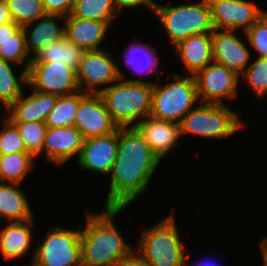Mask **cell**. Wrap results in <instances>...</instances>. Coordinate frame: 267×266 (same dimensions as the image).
<instances>
[{"mask_svg":"<svg viewBox=\"0 0 267 266\" xmlns=\"http://www.w3.org/2000/svg\"><path fill=\"white\" fill-rule=\"evenodd\" d=\"M173 48L175 54L184 63L189 75L194 76L213 62L212 33L192 35Z\"/></svg>","mask_w":267,"mask_h":266,"instance_id":"cell-20","label":"cell"},{"mask_svg":"<svg viewBox=\"0 0 267 266\" xmlns=\"http://www.w3.org/2000/svg\"><path fill=\"white\" fill-rule=\"evenodd\" d=\"M250 46L259 54L258 57L267 58V12H265L246 32Z\"/></svg>","mask_w":267,"mask_h":266,"instance_id":"cell-35","label":"cell"},{"mask_svg":"<svg viewBox=\"0 0 267 266\" xmlns=\"http://www.w3.org/2000/svg\"><path fill=\"white\" fill-rule=\"evenodd\" d=\"M16 23L13 21L5 0H0V25Z\"/></svg>","mask_w":267,"mask_h":266,"instance_id":"cell-40","label":"cell"},{"mask_svg":"<svg viewBox=\"0 0 267 266\" xmlns=\"http://www.w3.org/2000/svg\"><path fill=\"white\" fill-rule=\"evenodd\" d=\"M112 59H114L112 52H106V50L85 51L76 71L79 90L84 93L98 94L108 88V84L127 77ZM105 84L107 86L98 89Z\"/></svg>","mask_w":267,"mask_h":266,"instance_id":"cell-9","label":"cell"},{"mask_svg":"<svg viewBox=\"0 0 267 266\" xmlns=\"http://www.w3.org/2000/svg\"><path fill=\"white\" fill-rule=\"evenodd\" d=\"M242 77L257 97H265L267 95V58L257 57L246 68Z\"/></svg>","mask_w":267,"mask_h":266,"instance_id":"cell-33","label":"cell"},{"mask_svg":"<svg viewBox=\"0 0 267 266\" xmlns=\"http://www.w3.org/2000/svg\"><path fill=\"white\" fill-rule=\"evenodd\" d=\"M65 37L84 51L100 50L99 44L104 41L112 22L65 17Z\"/></svg>","mask_w":267,"mask_h":266,"instance_id":"cell-19","label":"cell"},{"mask_svg":"<svg viewBox=\"0 0 267 266\" xmlns=\"http://www.w3.org/2000/svg\"><path fill=\"white\" fill-rule=\"evenodd\" d=\"M25 33L22 27L15 32V39H7L0 43V59L13 64L23 65L28 71L32 57L28 56Z\"/></svg>","mask_w":267,"mask_h":266,"instance_id":"cell-31","label":"cell"},{"mask_svg":"<svg viewBox=\"0 0 267 266\" xmlns=\"http://www.w3.org/2000/svg\"><path fill=\"white\" fill-rule=\"evenodd\" d=\"M84 138L74 126L47 127L42 152L53 164L63 165L70 158L80 155Z\"/></svg>","mask_w":267,"mask_h":266,"instance_id":"cell-17","label":"cell"},{"mask_svg":"<svg viewBox=\"0 0 267 266\" xmlns=\"http://www.w3.org/2000/svg\"><path fill=\"white\" fill-rule=\"evenodd\" d=\"M153 84L139 78L119 79L99 93L118 127H128L135 122L134 127L150 115Z\"/></svg>","mask_w":267,"mask_h":266,"instance_id":"cell-3","label":"cell"},{"mask_svg":"<svg viewBox=\"0 0 267 266\" xmlns=\"http://www.w3.org/2000/svg\"><path fill=\"white\" fill-rule=\"evenodd\" d=\"M57 19H63V21H65V17L61 15L46 14L39 19L41 21L33 27L31 33L24 32L26 47L32 58L45 45L59 41L65 37V26H58L59 23L56 22Z\"/></svg>","mask_w":267,"mask_h":266,"instance_id":"cell-23","label":"cell"},{"mask_svg":"<svg viewBox=\"0 0 267 266\" xmlns=\"http://www.w3.org/2000/svg\"><path fill=\"white\" fill-rule=\"evenodd\" d=\"M214 29L244 33L267 11L248 0H207Z\"/></svg>","mask_w":267,"mask_h":266,"instance_id":"cell-12","label":"cell"},{"mask_svg":"<svg viewBox=\"0 0 267 266\" xmlns=\"http://www.w3.org/2000/svg\"><path fill=\"white\" fill-rule=\"evenodd\" d=\"M58 95L46 94L32 89L31 95L22 93L7 109L11 122H44L50 111L55 107Z\"/></svg>","mask_w":267,"mask_h":266,"instance_id":"cell-18","label":"cell"},{"mask_svg":"<svg viewBox=\"0 0 267 266\" xmlns=\"http://www.w3.org/2000/svg\"><path fill=\"white\" fill-rule=\"evenodd\" d=\"M234 32V30L214 29L212 32L213 62L225 66L240 77L248 67L251 52Z\"/></svg>","mask_w":267,"mask_h":266,"instance_id":"cell-14","label":"cell"},{"mask_svg":"<svg viewBox=\"0 0 267 266\" xmlns=\"http://www.w3.org/2000/svg\"><path fill=\"white\" fill-rule=\"evenodd\" d=\"M153 13L159 18L173 47L192 35L214 31L207 0L172 7L156 3Z\"/></svg>","mask_w":267,"mask_h":266,"instance_id":"cell-5","label":"cell"},{"mask_svg":"<svg viewBox=\"0 0 267 266\" xmlns=\"http://www.w3.org/2000/svg\"><path fill=\"white\" fill-rule=\"evenodd\" d=\"M33 256L30 266H82L81 229H49Z\"/></svg>","mask_w":267,"mask_h":266,"instance_id":"cell-8","label":"cell"},{"mask_svg":"<svg viewBox=\"0 0 267 266\" xmlns=\"http://www.w3.org/2000/svg\"><path fill=\"white\" fill-rule=\"evenodd\" d=\"M159 158L135 127H118V148L110 175L105 208H126L143 194Z\"/></svg>","mask_w":267,"mask_h":266,"instance_id":"cell-1","label":"cell"},{"mask_svg":"<svg viewBox=\"0 0 267 266\" xmlns=\"http://www.w3.org/2000/svg\"><path fill=\"white\" fill-rule=\"evenodd\" d=\"M118 148V129L110 134L85 139L78 164L100 174H110Z\"/></svg>","mask_w":267,"mask_h":266,"instance_id":"cell-15","label":"cell"},{"mask_svg":"<svg viewBox=\"0 0 267 266\" xmlns=\"http://www.w3.org/2000/svg\"><path fill=\"white\" fill-rule=\"evenodd\" d=\"M73 17L112 22L119 15L113 0H75Z\"/></svg>","mask_w":267,"mask_h":266,"instance_id":"cell-27","label":"cell"},{"mask_svg":"<svg viewBox=\"0 0 267 266\" xmlns=\"http://www.w3.org/2000/svg\"><path fill=\"white\" fill-rule=\"evenodd\" d=\"M259 244L262 251L263 266H267V237L262 239Z\"/></svg>","mask_w":267,"mask_h":266,"instance_id":"cell-41","label":"cell"},{"mask_svg":"<svg viewBox=\"0 0 267 266\" xmlns=\"http://www.w3.org/2000/svg\"><path fill=\"white\" fill-rule=\"evenodd\" d=\"M19 184L0 182V220L23 222L33 219L34 215L27 197Z\"/></svg>","mask_w":267,"mask_h":266,"instance_id":"cell-22","label":"cell"},{"mask_svg":"<svg viewBox=\"0 0 267 266\" xmlns=\"http://www.w3.org/2000/svg\"><path fill=\"white\" fill-rule=\"evenodd\" d=\"M77 91L70 95L58 96L55 107L50 111L45 121L47 127L74 126L79 101L86 95Z\"/></svg>","mask_w":267,"mask_h":266,"instance_id":"cell-26","label":"cell"},{"mask_svg":"<svg viewBox=\"0 0 267 266\" xmlns=\"http://www.w3.org/2000/svg\"><path fill=\"white\" fill-rule=\"evenodd\" d=\"M115 7L119 14L122 11L123 8H137L138 6L144 5L152 12L154 11V7L157 2H154L153 0H113Z\"/></svg>","mask_w":267,"mask_h":266,"instance_id":"cell-37","label":"cell"},{"mask_svg":"<svg viewBox=\"0 0 267 266\" xmlns=\"http://www.w3.org/2000/svg\"><path fill=\"white\" fill-rule=\"evenodd\" d=\"M127 48L125 55H123L126 57L124 64L134 71L133 75L135 74L141 77L142 75H145V73L150 74L156 72V68H158V56L151 45L138 42L129 45ZM140 53L145 55L142 60L139 57Z\"/></svg>","mask_w":267,"mask_h":266,"instance_id":"cell-28","label":"cell"},{"mask_svg":"<svg viewBox=\"0 0 267 266\" xmlns=\"http://www.w3.org/2000/svg\"><path fill=\"white\" fill-rule=\"evenodd\" d=\"M75 0H42L46 14L67 17L71 14Z\"/></svg>","mask_w":267,"mask_h":266,"instance_id":"cell-36","label":"cell"},{"mask_svg":"<svg viewBox=\"0 0 267 266\" xmlns=\"http://www.w3.org/2000/svg\"><path fill=\"white\" fill-rule=\"evenodd\" d=\"M74 127L82 134L84 140L107 135L118 129L99 93H87L79 101Z\"/></svg>","mask_w":267,"mask_h":266,"instance_id":"cell-13","label":"cell"},{"mask_svg":"<svg viewBox=\"0 0 267 266\" xmlns=\"http://www.w3.org/2000/svg\"><path fill=\"white\" fill-rule=\"evenodd\" d=\"M24 140L26 150L34 157L42 153L47 126L44 122H12Z\"/></svg>","mask_w":267,"mask_h":266,"instance_id":"cell-32","label":"cell"},{"mask_svg":"<svg viewBox=\"0 0 267 266\" xmlns=\"http://www.w3.org/2000/svg\"><path fill=\"white\" fill-rule=\"evenodd\" d=\"M116 266H148L147 263L135 252L123 258Z\"/></svg>","mask_w":267,"mask_h":266,"instance_id":"cell-39","label":"cell"},{"mask_svg":"<svg viewBox=\"0 0 267 266\" xmlns=\"http://www.w3.org/2000/svg\"><path fill=\"white\" fill-rule=\"evenodd\" d=\"M99 214L87 213L81 230L82 266H116L135 249L125 241L114 224L123 208H105Z\"/></svg>","mask_w":267,"mask_h":266,"instance_id":"cell-2","label":"cell"},{"mask_svg":"<svg viewBox=\"0 0 267 266\" xmlns=\"http://www.w3.org/2000/svg\"><path fill=\"white\" fill-rule=\"evenodd\" d=\"M34 163V156L30 153L0 155V182L20 185Z\"/></svg>","mask_w":267,"mask_h":266,"instance_id":"cell-25","label":"cell"},{"mask_svg":"<svg viewBox=\"0 0 267 266\" xmlns=\"http://www.w3.org/2000/svg\"><path fill=\"white\" fill-rule=\"evenodd\" d=\"M172 77L165 85L153 84L150 116L180 124L199 98L193 75Z\"/></svg>","mask_w":267,"mask_h":266,"instance_id":"cell-6","label":"cell"},{"mask_svg":"<svg viewBox=\"0 0 267 266\" xmlns=\"http://www.w3.org/2000/svg\"><path fill=\"white\" fill-rule=\"evenodd\" d=\"M5 117L3 119V122L5 123L3 125L4 128L0 130V155L28 153L24 140L17 127L7 118V116Z\"/></svg>","mask_w":267,"mask_h":266,"instance_id":"cell-34","label":"cell"},{"mask_svg":"<svg viewBox=\"0 0 267 266\" xmlns=\"http://www.w3.org/2000/svg\"><path fill=\"white\" fill-rule=\"evenodd\" d=\"M84 50L63 37L59 41L45 45L32 58L31 62H55L66 64L71 69L77 71Z\"/></svg>","mask_w":267,"mask_h":266,"instance_id":"cell-24","label":"cell"},{"mask_svg":"<svg viewBox=\"0 0 267 266\" xmlns=\"http://www.w3.org/2000/svg\"><path fill=\"white\" fill-rule=\"evenodd\" d=\"M181 121V136L193 134L207 139L233 136L244 123L227 105L199 103Z\"/></svg>","mask_w":267,"mask_h":266,"instance_id":"cell-7","label":"cell"},{"mask_svg":"<svg viewBox=\"0 0 267 266\" xmlns=\"http://www.w3.org/2000/svg\"><path fill=\"white\" fill-rule=\"evenodd\" d=\"M136 252L148 266H184L185 246L171 213L160 223L144 230Z\"/></svg>","mask_w":267,"mask_h":266,"instance_id":"cell-4","label":"cell"},{"mask_svg":"<svg viewBox=\"0 0 267 266\" xmlns=\"http://www.w3.org/2000/svg\"><path fill=\"white\" fill-rule=\"evenodd\" d=\"M27 81L32 89L46 94L62 96L79 91L76 71L66 64L31 62Z\"/></svg>","mask_w":267,"mask_h":266,"instance_id":"cell-10","label":"cell"},{"mask_svg":"<svg viewBox=\"0 0 267 266\" xmlns=\"http://www.w3.org/2000/svg\"><path fill=\"white\" fill-rule=\"evenodd\" d=\"M21 26L17 23H8L0 25V43L7 39H15V32Z\"/></svg>","mask_w":267,"mask_h":266,"instance_id":"cell-38","label":"cell"},{"mask_svg":"<svg viewBox=\"0 0 267 266\" xmlns=\"http://www.w3.org/2000/svg\"><path fill=\"white\" fill-rule=\"evenodd\" d=\"M200 103L224 105L223 98L233 99L240 77L225 66L211 62L195 75Z\"/></svg>","mask_w":267,"mask_h":266,"instance_id":"cell-11","label":"cell"},{"mask_svg":"<svg viewBox=\"0 0 267 266\" xmlns=\"http://www.w3.org/2000/svg\"><path fill=\"white\" fill-rule=\"evenodd\" d=\"M161 161L181 137L180 124L148 116L134 126Z\"/></svg>","mask_w":267,"mask_h":266,"instance_id":"cell-16","label":"cell"},{"mask_svg":"<svg viewBox=\"0 0 267 266\" xmlns=\"http://www.w3.org/2000/svg\"><path fill=\"white\" fill-rule=\"evenodd\" d=\"M12 19L19 24L24 32L31 30V24L46 15L42 0H5Z\"/></svg>","mask_w":267,"mask_h":266,"instance_id":"cell-30","label":"cell"},{"mask_svg":"<svg viewBox=\"0 0 267 266\" xmlns=\"http://www.w3.org/2000/svg\"><path fill=\"white\" fill-rule=\"evenodd\" d=\"M13 63L0 59V102L7 109L24 91L21 85L27 84V71L23 70L19 79L13 71ZM20 82V83H19Z\"/></svg>","mask_w":267,"mask_h":266,"instance_id":"cell-29","label":"cell"},{"mask_svg":"<svg viewBox=\"0 0 267 266\" xmlns=\"http://www.w3.org/2000/svg\"><path fill=\"white\" fill-rule=\"evenodd\" d=\"M34 218L23 222H9L0 231V251L6 260L20 258L31 248Z\"/></svg>","mask_w":267,"mask_h":266,"instance_id":"cell-21","label":"cell"}]
</instances>
